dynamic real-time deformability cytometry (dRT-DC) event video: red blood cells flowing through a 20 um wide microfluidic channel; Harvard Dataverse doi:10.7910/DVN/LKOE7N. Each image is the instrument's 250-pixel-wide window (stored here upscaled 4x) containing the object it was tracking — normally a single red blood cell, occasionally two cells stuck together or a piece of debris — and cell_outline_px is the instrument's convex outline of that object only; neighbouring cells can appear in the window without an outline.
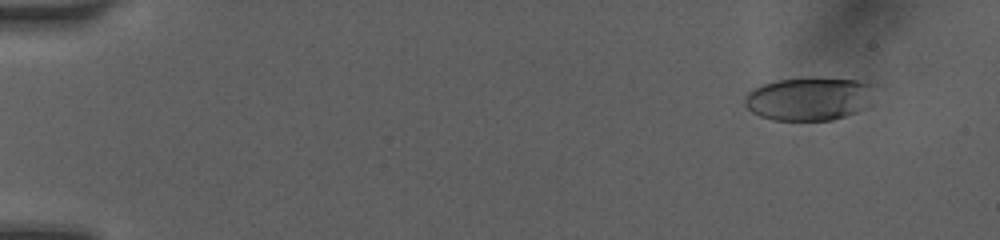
{"species": "human", "species_latin": "Homo sapiens", "temperature_condition": "room temperature", "stored_images_in_passage": 31, "camera_frame_rate_fps": 3000, "um_per_image_px": 0.085, "donor": {"sex": "female"}, "frame": {"image": 1, "passage_image": 5, "time_ms": 1.333, "image_size_px": [1000, 240], "cell_outline_px": [[868, 84], [856, 112], [832, 120], [772, 120], [760, 116], [752, 112], [744, 104], [744, 100], [748, 92], [764, 84], [776, 80], [808, 76], [820, 76], [856, 80]], "centroid_in_image_um": [68.54, 8.37], "position_along_channel_um": 16.5, "area_um2": 31.62}}
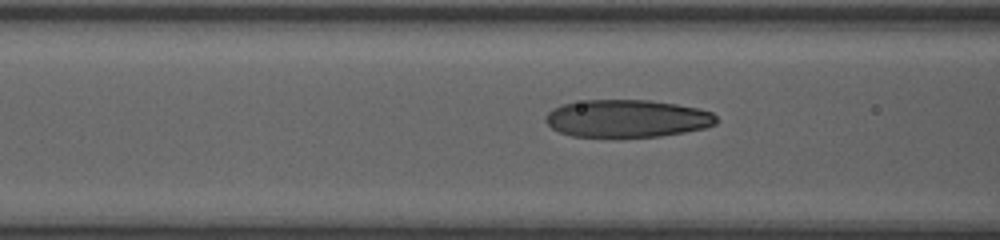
{"frame": {"image": 2, "passage_image": 21, "time_ms": 7.0, "image_size_px": [1000, 240], "cell_outline_px": [[716, 124], [704, 128], [684, 132], [660, 136], [616, 140], [572, 136], [560, 132], [552, 128], [544, 120], [544, 116], [552, 108], [560, 104], [584, 100], [648, 100], [676, 104], [696, 108], [712, 112], [716, 116]], "centroid_in_image_um": [53.23, 10.11], "position_along_channel_um": 113.4, "area_um2": 38.49}}
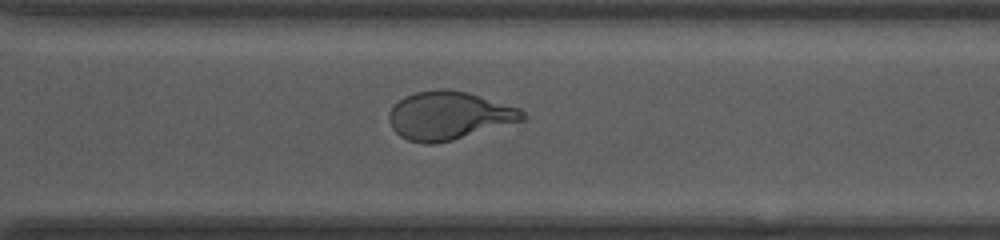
{"frame": {"image": 3, "passage_image": 31, "time_ms": 12.333, "image_size_px": [1000, 240], "cell_outline_px": [[528, 116], [524, 120], [452, 140], [432, 144], [424, 144], [408, 140], [400, 136], [392, 128], [388, 120], [388, 112], [404, 96], [416, 92], [436, 88], [448, 88], [468, 92], [520, 108]], "centroid_in_image_um": [38.15, 9.81], "position_along_channel_um": 332.4, "area_um2": 37.63}}